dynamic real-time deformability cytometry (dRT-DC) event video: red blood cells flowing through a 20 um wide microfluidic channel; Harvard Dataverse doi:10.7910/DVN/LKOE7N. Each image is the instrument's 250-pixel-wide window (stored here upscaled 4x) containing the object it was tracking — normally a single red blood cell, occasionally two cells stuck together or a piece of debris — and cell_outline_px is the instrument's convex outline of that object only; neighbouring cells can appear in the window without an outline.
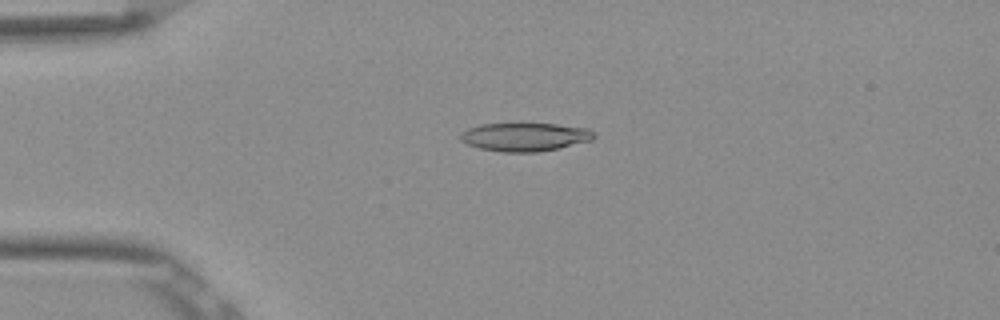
{"species": "Egyptian fruit bat (a non-hibernating species)", "species_latin": "Rousettus aegyptiacus", "temperature_condition": "room temperature", "stored_images_in_passage": 48, "camera_frame_rate_fps": 3000, "um_per_image_px": 0.085, "frame": {"image": 1, "passage_image": 8, "time_ms": 2.333, "image_size_px": [1000, 320], "cell_outline_px": [[596, 136], [592, 140], [560, 148], [540, 152], [500, 152], [480, 148], [468, 144], [460, 140], [460, 132], [468, 128], [480, 124], [520, 120], [556, 124], [588, 128], [596, 132]], "centroid_in_image_um": [44.61, 11.58], "position_along_channel_um": 40.4, "area_um2": 23.35}}
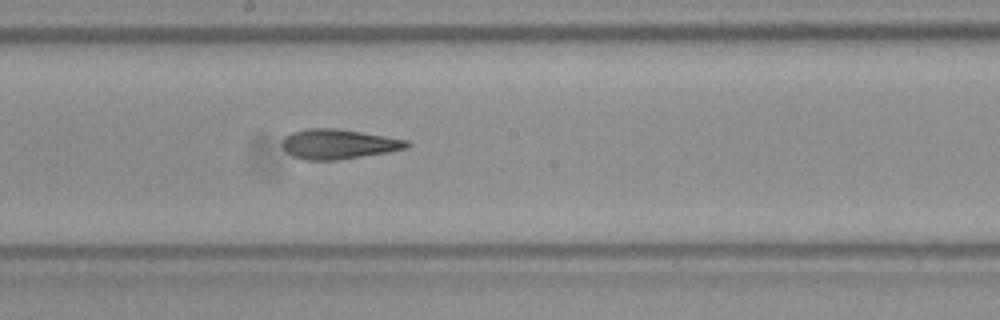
{"frame": {"image": 2, "passage_image": 24, "time_ms": 7.667, "image_size_px": [1000, 320], "cell_outline_px": [[412, 144], [408, 148], [388, 152], [336, 160], [304, 160], [292, 156], [280, 144], [284, 136], [292, 132], [308, 128], [336, 128], [408, 140]], "centroid_in_image_um": [28.75, 12.25], "position_along_channel_um": 219.4, "area_um2": 21.68}}
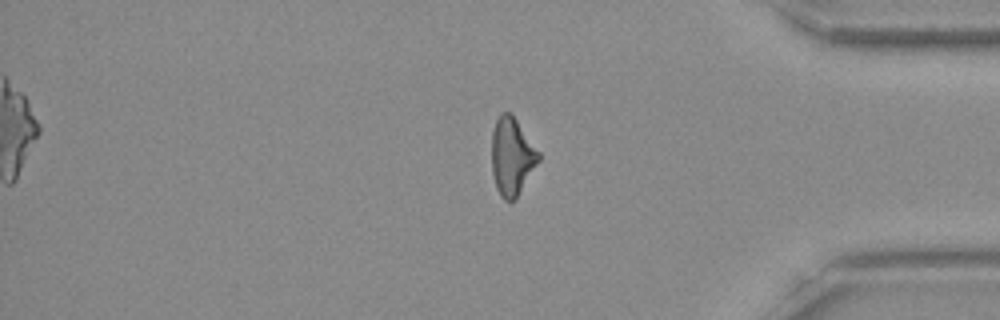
{"frame": {"image": 3, "passage_image": 39, "time_ms": 12.667, "image_size_px": [1000, 320], "cell_outline_px": [[540, 160], [516, 200], [504, 200], [500, 196], [496, 188], [492, 172], [492, 132], [496, 120], [500, 112], [512, 112], [540, 152]], "centroid_in_image_um": [43.52, 13.28], "position_along_channel_um": 391.7, "area_um2": 21.62}, "authors_computed_cell_mechanics": {"area_um2": 21.7617, "velocity_mm_per_s": 3.8879, "shape_relaxation_time_tau1_ms": 7.2725, "shape_relaxation_time_tau2_ms": 2.7451, "deformation_change_tau1": 0.2163, "deformation_change_tau2": 0.1326}}